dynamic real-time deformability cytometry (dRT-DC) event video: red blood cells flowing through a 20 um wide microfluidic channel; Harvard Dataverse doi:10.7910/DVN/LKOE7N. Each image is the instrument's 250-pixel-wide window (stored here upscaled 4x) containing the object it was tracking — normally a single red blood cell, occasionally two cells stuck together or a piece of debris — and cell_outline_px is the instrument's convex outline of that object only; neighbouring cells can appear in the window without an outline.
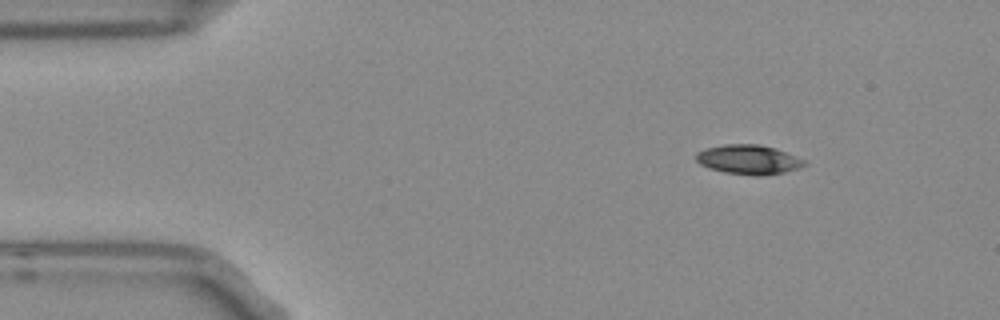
{"species": "Egyptian fruit bat (a non-hibernating species)", "species_latin": "Rousettus aegyptiacus", "temperature_condition": "room temperature", "stored_images_in_passage": 4, "camera_frame_rate_fps": 3000, "um_per_image_px": 0.085, "frame": {"image": 1, "passage_image": 1, "time_ms": 0.0, "image_size_px": [1000, 320], "cell_outline_px": [[808, 164], [800, 168], [784, 172], [760, 176], [756, 176], [724, 172], [708, 168], [700, 164], [696, 160], [696, 152], [708, 148], [724, 144], [760, 144], [776, 148], [804, 160]], "centroid_in_image_um": [63.63, 13.56], "position_along_channel_um": 21.4, "area_um2": 18.61}}
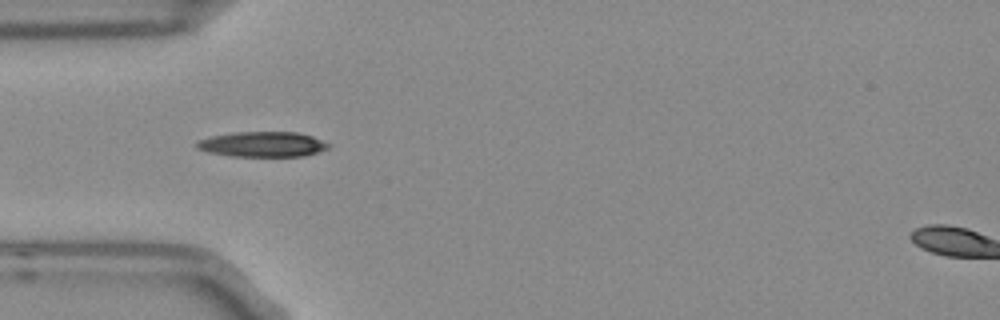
{"frame": {"image": 2, "passage_image": 3, "time_ms": 0.667, "image_size_px": [1000, 320], "cell_outline_px": [[332, 144], [328, 148], [304, 156], [232, 156], [208, 152], [196, 148], [196, 140], [212, 136], [232, 132], [296, 132], [312, 136]], "centroid_in_image_um": [22.3, 12.26], "position_along_channel_um": 62.7, "area_um2": 19.36}}
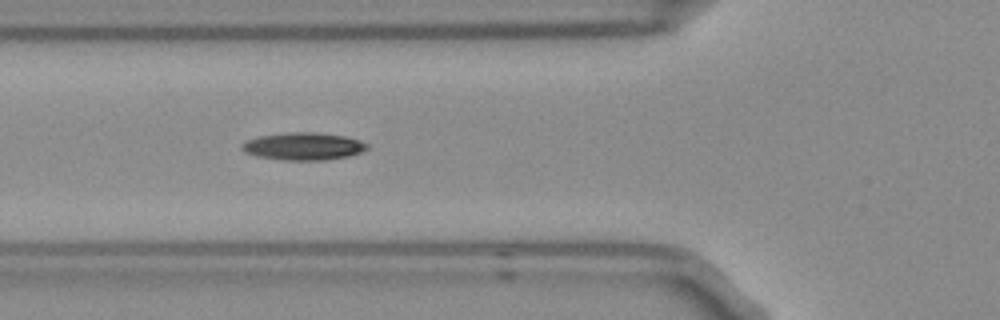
{"frame": {"image": 3, "passage_image": 4, "time_ms": 1.0, "image_size_px": [1000, 320], "cell_outline_px": [[368, 148], [360, 152], [348, 156], [324, 160], [284, 160], [256, 156], [244, 152], [240, 148], [240, 144], [244, 140], [256, 136], [288, 132], [312, 132], [344, 136], [368, 144]], "centroid_in_image_um": [25.69, 12.43], "position_along_channel_um": 100.1, "area_um2": 20.11}}